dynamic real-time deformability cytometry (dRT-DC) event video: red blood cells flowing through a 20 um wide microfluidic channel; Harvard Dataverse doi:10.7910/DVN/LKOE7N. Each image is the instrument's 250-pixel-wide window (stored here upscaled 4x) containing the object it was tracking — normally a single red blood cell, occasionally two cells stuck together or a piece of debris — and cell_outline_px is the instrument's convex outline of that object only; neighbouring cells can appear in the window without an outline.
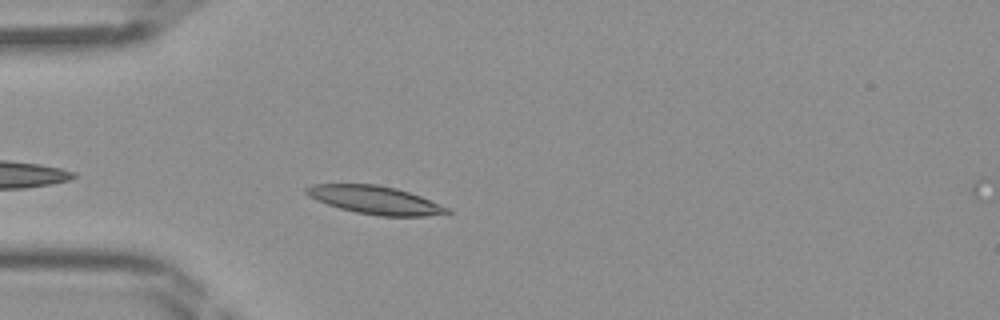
{"species": "Egyptian fruit bat (a non-hibernating species)", "species_latin": "Rousettus aegyptiacus", "temperature_condition": "room temperature", "stored_images_in_passage": 4, "camera_frame_rate_fps": 3000, "um_per_image_px": 0.085, "frame": {"image": 1, "passage_image": 3, "time_ms": 0.667, "image_size_px": [1000, 320], "cell_outline_px": [[452, 212], [424, 216], [380, 216], [356, 212], [340, 208], [328, 204], [308, 196], [304, 192], [304, 188], [312, 184], [376, 184], [396, 188], [420, 196], [448, 208]], "centroid_in_image_um": [31.84, 16.99], "position_along_channel_um": 53.2, "area_um2": 22.77}}